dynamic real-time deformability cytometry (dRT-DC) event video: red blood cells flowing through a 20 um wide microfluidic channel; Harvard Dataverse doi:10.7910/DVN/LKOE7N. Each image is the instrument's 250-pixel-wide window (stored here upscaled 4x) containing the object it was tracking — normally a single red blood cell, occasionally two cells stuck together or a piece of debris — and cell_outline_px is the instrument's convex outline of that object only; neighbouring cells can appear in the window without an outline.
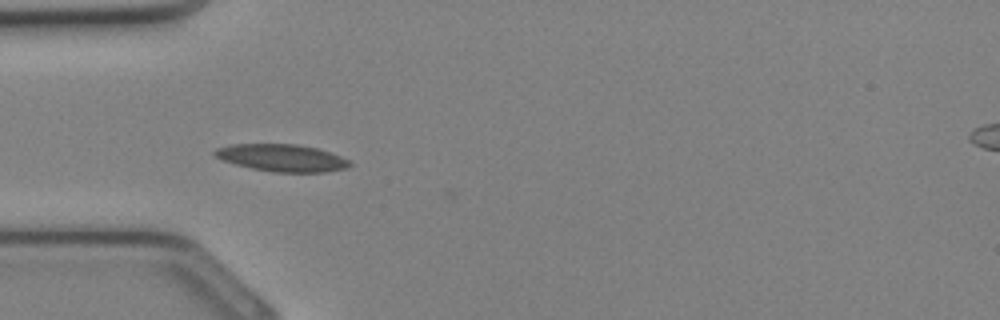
{"species": "Egyptian fruit bat (a non-hibernating species)", "species_latin": "Rousettus aegyptiacus", "temperature_condition": "cold", "stored_images_in_passage": 24, "camera_frame_rate_fps": 3000, "um_per_image_px": 0.085, "animal": {"sex": "female"}, "frame": {"image": 1, "passage_image": 4, "time_ms": 1.0, "image_size_px": [1000, 320], "cell_outline_px": [[352, 164], [348, 168], [324, 172], [272, 172], [252, 168], [236, 164], [224, 160], [216, 156], [212, 152], [216, 148], [232, 144], [296, 144], [316, 148], [340, 156], [348, 160]], "centroid_in_image_um": [23.96, 13.42], "position_along_channel_um": 61.0, "area_um2": 21.21}}
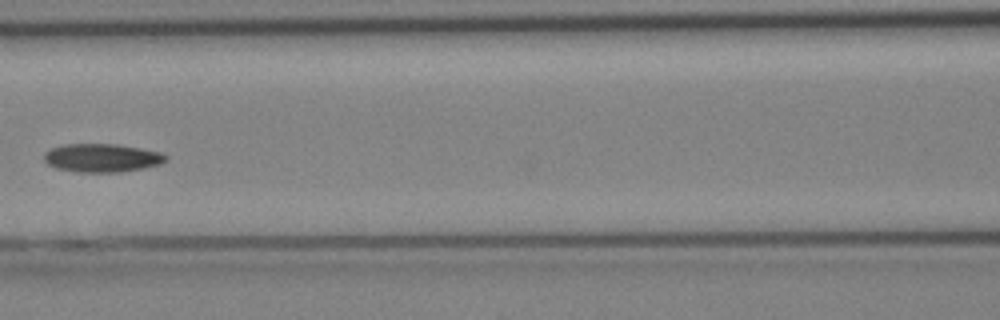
{"frame": {"image": 2, "passage_image": 9, "time_ms": 2.667, "image_size_px": [1000, 320], "cell_outline_px": [[168, 160], [160, 164], [144, 168], [120, 172], [76, 172], [56, 168], [48, 164], [44, 160], [44, 152], [52, 148], [64, 144], [116, 144], [140, 148], [160, 152], [168, 156]], "centroid_in_image_um": [8.67, 13.42], "position_along_channel_um": 157.9, "area_um2": 20.23}}
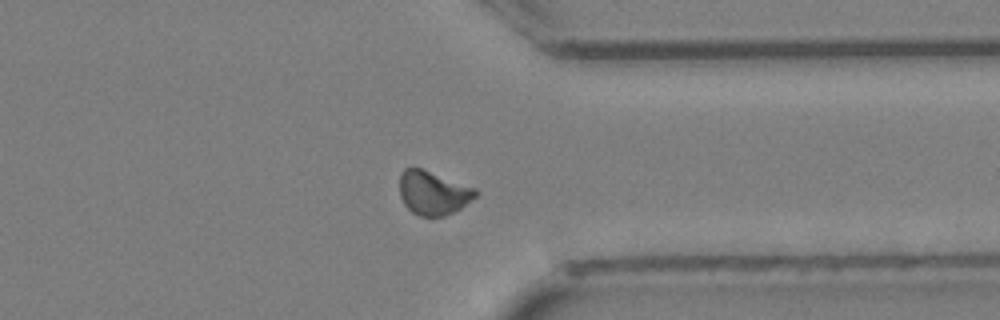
{"frame": {"image": 3, "passage_image": 20, "time_ms": 6.333, "image_size_px": [1000, 320], "cell_outline_px": [[476, 196], [460, 208], [444, 216], [420, 216], [412, 212], [404, 204], [400, 196], [400, 172], [404, 168], [420, 168], [476, 188]], "centroid_in_image_um": [36.78, 16.39], "position_along_channel_um": 374.6, "area_um2": 19.13}}